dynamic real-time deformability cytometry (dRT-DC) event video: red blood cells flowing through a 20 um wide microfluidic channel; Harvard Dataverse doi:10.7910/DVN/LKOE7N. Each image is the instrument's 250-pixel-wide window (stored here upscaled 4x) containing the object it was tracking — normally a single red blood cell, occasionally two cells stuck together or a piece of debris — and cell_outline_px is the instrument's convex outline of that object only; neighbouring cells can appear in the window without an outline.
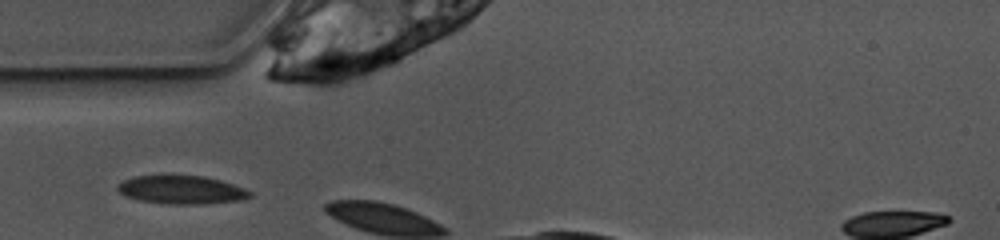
{"species": "common noctule bat (a hibernating species)", "species_latin": "Nyctalus noctula", "temperature_condition": "warm", "stored_images_in_passage": 2, "camera_frame_rate_fps": 3000, "um_per_image_px": 0.085, "animal": {"sex": "female", "body_mass_g": 10.0, "forearm_length_mm": 53.1}, "frame": {"image": 1, "passage_image": 1, "time_ms": 0.0, "image_size_px": [1000, 240], "cell_outline_px": [[252, 196], [240, 200], [204, 204], [164, 204], [140, 200], [128, 196], [120, 192], [116, 188], [116, 184], [124, 180], [136, 176], [160, 172], [172, 172], [204, 176], [220, 180], [244, 188], [252, 192]], "centroid_in_image_um": [15.38, 16.07], "position_along_channel_um": 69.6, "area_um2": 22.83}}